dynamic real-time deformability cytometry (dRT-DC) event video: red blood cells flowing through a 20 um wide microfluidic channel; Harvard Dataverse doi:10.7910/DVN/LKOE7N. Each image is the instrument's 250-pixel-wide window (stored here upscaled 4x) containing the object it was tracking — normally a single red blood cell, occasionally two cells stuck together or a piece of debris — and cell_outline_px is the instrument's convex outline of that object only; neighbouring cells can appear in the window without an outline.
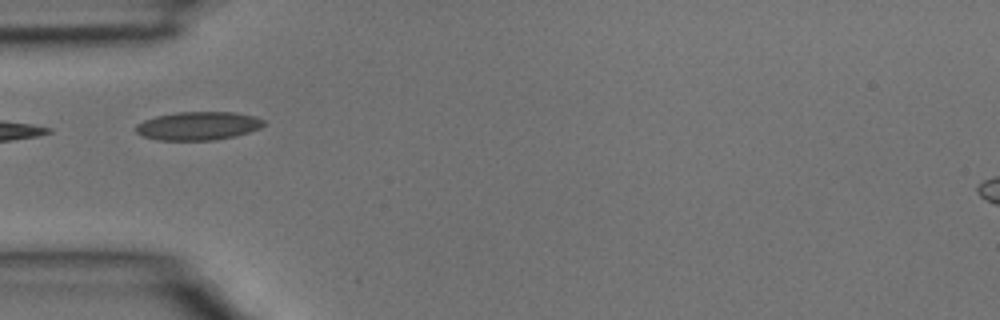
{"species": "common noctule bat (a hibernating species)", "species_latin": "Nyctalus noctula", "temperature_condition": "room temperature", "stored_images_in_passage": 3, "camera_frame_rate_fps": 3000, "um_per_image_px": 0.085, "animal": {"sex": "male", "body_mass_g": 15.6}, "frame": {"image": 1, "passage_image": 3, "time_ms": 0.667, "image_size_px": [1000, 320], "cell_outline_px": [[264, 124], [260, 128], [236, 136], [216, 140], [156, 140], [144, 136], [136, 132], [136, 124], [144, 120], [156, 116], [176, 112], [236, 112], [252, 116], [264, 120]], "centroid_in_image_um": [16.83, 10.7], "position_along_channel_um": 68.2, "area_um2": 21.15}}